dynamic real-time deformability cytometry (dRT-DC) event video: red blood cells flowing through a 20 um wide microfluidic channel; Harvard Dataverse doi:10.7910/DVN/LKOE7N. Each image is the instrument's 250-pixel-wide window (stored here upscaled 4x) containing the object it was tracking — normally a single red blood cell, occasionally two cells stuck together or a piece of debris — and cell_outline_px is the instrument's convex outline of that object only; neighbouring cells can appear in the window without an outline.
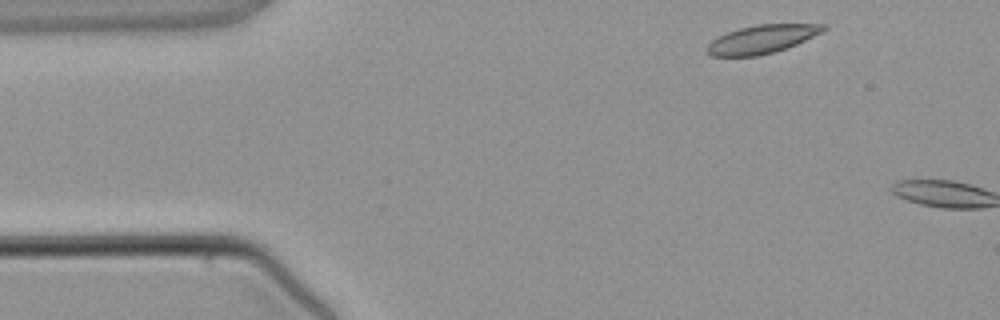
{"species": "common noctule bat (a hibernating species)", "species_latin": "Nyctalus noctula", "temperature_condition": "warm", "stored_images_in_passage": 2, "camera_frame_rate_fps": 3000, "um_per_image_px": 0.085, "animal": {"sex": "male", "body_mass_g": 21.5, "forearm_length_mm": 52.0}, "frame": {"image": 1, "passage_image": 1, "time_ms": 0.0, "image_size_px": [1000, 320], "cell_outline_px": [[828, 28], [824, 32], [788, 48], [776, 52], [756, 56], [712, 56], [704, 52], [708, 44], [712, 40], [728, 32], [740, 28], [756, 24], [828, 24]], "centroid_in_image_um": [64.81, 3.33], "position_along_channel_um": 20.2, "area_um2": 19.48}}